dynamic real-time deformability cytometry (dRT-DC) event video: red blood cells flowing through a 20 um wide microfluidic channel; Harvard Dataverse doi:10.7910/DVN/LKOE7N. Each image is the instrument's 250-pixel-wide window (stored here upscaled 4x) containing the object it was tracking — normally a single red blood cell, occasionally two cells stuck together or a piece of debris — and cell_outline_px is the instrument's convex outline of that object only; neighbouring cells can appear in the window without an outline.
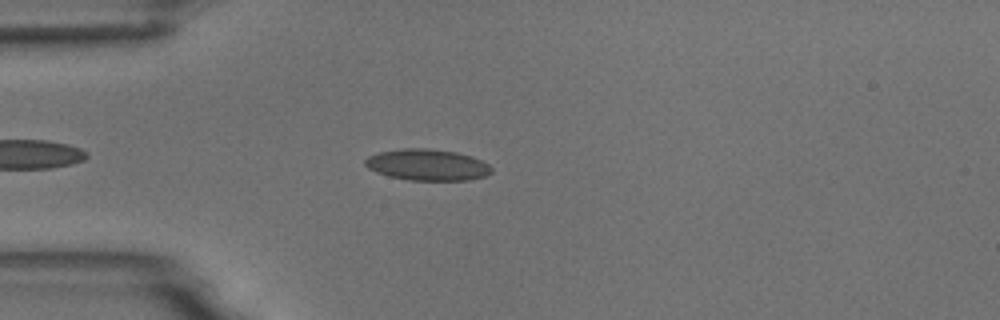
{"species": "common noctule bat (a hibernating species)", "species_latin": "Nyctalus noctula", "temperature_condition": "room temperature", "stored_images_in_passage": 5, "camera_frame_rate_fps": 3000, "um_per_image_px": 0.085, "animal": {"sex": "male", "body_mass_g": 18.8}, "frame": {"image": 1, "passage_image": 5, "time_ms": 4.667, "image_size_px": [1000, 320], "cell_outline_px": [[492, 172], [484, 176], [468, 180], [408, 180], [388, 176], [376, 172], [368, 168], [364, 164], [364, 160], [368, 156], [380, 152], [404, 148], [428, 148], [456, 152], [472, 156], [488, 164], [492, 168]], "centroid_in_image_um": [36.31, 14.01], "position_along_channel_um": 48.7, "area_um2": 23.06}}